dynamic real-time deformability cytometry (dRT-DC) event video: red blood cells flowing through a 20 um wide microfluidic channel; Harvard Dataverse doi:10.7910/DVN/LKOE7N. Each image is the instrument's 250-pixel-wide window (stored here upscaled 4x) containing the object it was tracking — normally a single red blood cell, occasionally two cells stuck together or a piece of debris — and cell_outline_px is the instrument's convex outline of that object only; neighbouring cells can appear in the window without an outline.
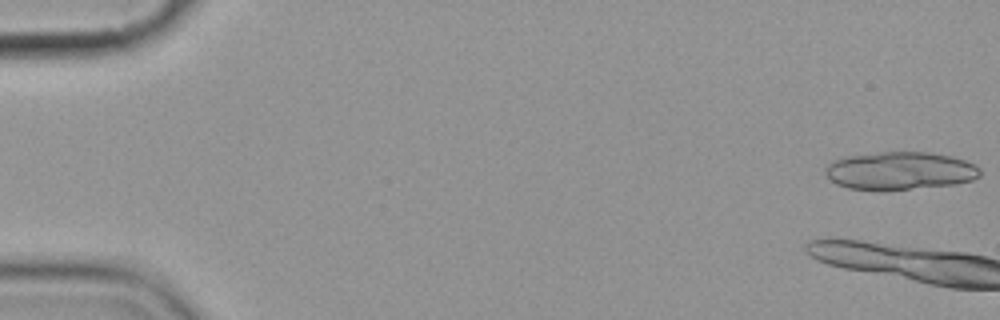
{"species": "common noctule bat (a hibernating species)", "species_latin": "Nyctalus noctula", "temperature_condition": "cold", "stored_images_in_passage": 8, "camera_frame_rate_fps": 3000, "um_per_image_px": 0.085, "animal": {"sex": "female", "body_mass_g": 19.9}, "frame": {"image": 1, "passage_image": 1, "time_ms": 0.0, "image_size_px": [1000, 320], "cell_outline_px": [[980, 176], [972, 180], [952, 184], [888, 192], [880, 192], [848, 188], [836, 184], [824, 172], [824, 168], [832, 160], [844, 156], [880, 152], [932, 152], [952, 156], [976, 164], [980, 168]], "centroid_in_image_um": [76.47, 14.53], "position_along_channel_um": 8.5, "area_um2": 34.97}}